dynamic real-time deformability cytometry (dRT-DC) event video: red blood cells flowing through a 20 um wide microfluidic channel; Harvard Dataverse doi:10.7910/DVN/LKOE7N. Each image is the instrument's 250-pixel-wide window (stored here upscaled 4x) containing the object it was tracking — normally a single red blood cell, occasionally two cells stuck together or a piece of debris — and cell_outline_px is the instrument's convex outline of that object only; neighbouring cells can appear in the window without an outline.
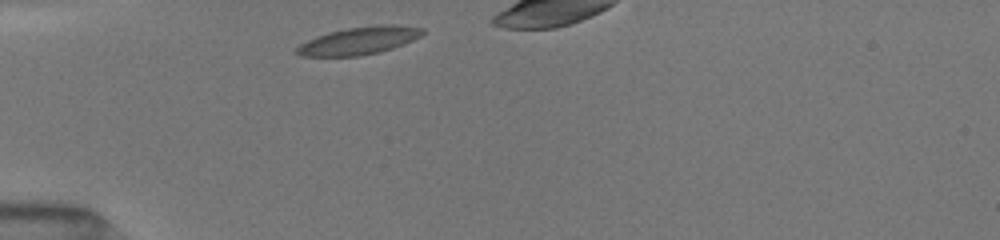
{"species": "common noctule bat (a hibernating species)", "species_latin": "Nyctalus noctula", "temperature_condition": "room temperature", "stored_images_in_passage": 8, "camera_frame_rate_fps": 3000, "um_per_image_px": 0.085, "animal": {"sex": "female", "body_mass_g": 19.5, "forearm_length_mm": 54.1}, "frame": {"image": 1, "passage_image": 1, "time_ms": 0.0, "image_size_px": [1000, 240], "cell_outline_px": [[424, 32], [420, 36], [412, 40], [392, 48], [380, 52], [360, 56], [300, 56], [292, 52], [300, 44], [316, 36], [348, 28], [380, 24], [392, 24], [424, 28]], "centroid_in_image_um": [30.5, 3.46], "position_along_channel_um": 54.5, "area_um2": 20.17}}
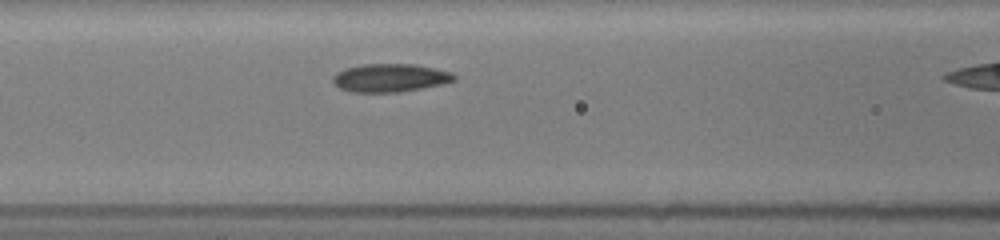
{"frame": {"image": 2, "passage_image": 5, "time_ms": 2.333, "image_size_px": [1000, 240], "cell_outline_px": [[456, 80], [444, 84], [400, 92], [352, 92], [340, 88], [332, 80], [332, 76], [336, 72], [344, 68], [364, 64], [416, 64], [452, 72], [456, 76]], "centroid_in_image_um": [33.17, 6.61], "position_along_channel_um": 133.4, "area_um2": 20.06}}
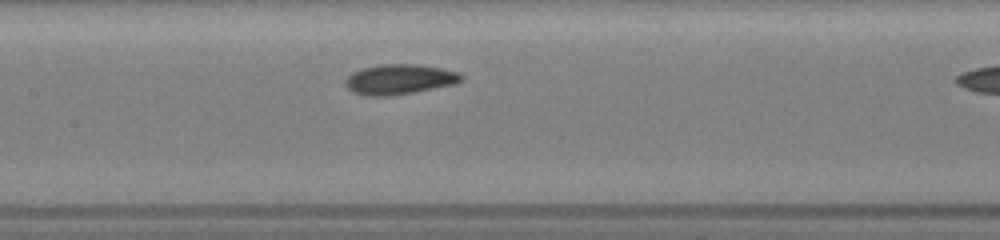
{"frame": {"image": 3, "passage_image": 7, "time_ms": 3.333, "image_size_px": [1000, 240], "cell_outline_px": [[464, 80], [456, 84], [412, 92], [388, 96], [368, 96], [352, 92], [344, 84], [344, 80], [352, 72], [364, 68], [380, 64], [416, 64], [440, 68], [460, 72], [464, 76]], "centroid_in_image_um": [33.97, 6.74], "position_along_channel_um": 173.4, "area_um2": 20.4}}